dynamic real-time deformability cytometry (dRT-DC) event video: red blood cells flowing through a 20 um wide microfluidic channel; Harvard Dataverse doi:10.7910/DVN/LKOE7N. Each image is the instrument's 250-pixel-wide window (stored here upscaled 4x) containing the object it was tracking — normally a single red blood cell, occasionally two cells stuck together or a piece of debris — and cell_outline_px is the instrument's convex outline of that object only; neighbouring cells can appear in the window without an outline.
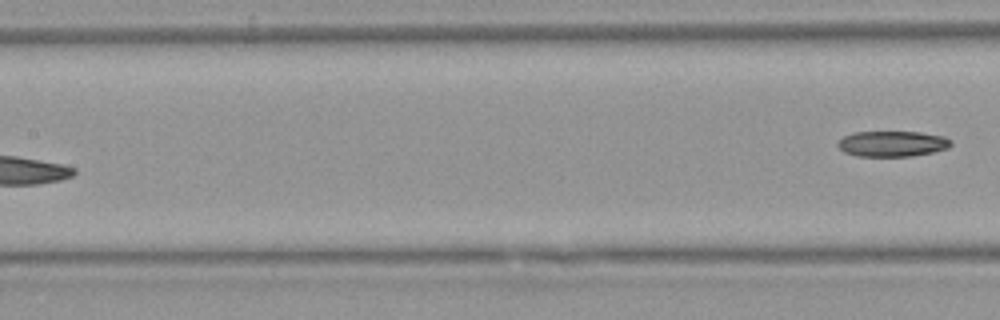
{"species": "Egyptian fruit bat (a non-hibernating species)", "species_latin": "Rousettus aegyptiacus", "temperature_condition": "warm", "stored_images_in_passage": 7, "segment_of_instrument_passage": [2, 2], "camera_frame_rate_fps": 3000, "um_per_image_px": 0.085, "animal": {"sex": "female"}, "frame": {"image": 1, "passage_image": 7, "time_ms": 8.0, "image_size_px": [1000, 320], "cell_outline_px": [[952, 144], [948, 148], [932, 152], [912, 156], [856, 156], [844, 152], [836, 144], [844, 136], [852, 132], [920, 132], [944, 136], [952, 140]], "centroid_in_image_um": [75.85, 12.21], "position_along_channel_um": 131.5, "area_um2": 16.94}}